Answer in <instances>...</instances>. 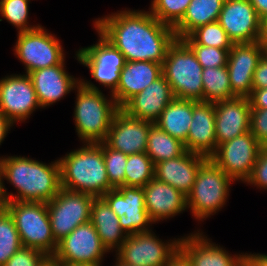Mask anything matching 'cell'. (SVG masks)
Instances as JSON below:
<instances>
[{"label":"cell","instance_id":"1","mask_svg":"<svg viewBox=\"0 0 267 266\" xmlns=\"http://www.w3.org/2000/svg\"><path fill=\"white\" fill-rule=\"evenodd\" d=\"M93 25L124 55L125 61L163 64L169 46L176 39L173 27L145 10H120L95 18Z\"/></svg>","mask_w":267,"mask_h":266},{"label":"cell","instance_id":"2","mask_svg":"<svg viewBox=\"0 0 267 266\" xmlns=\"http://www.w3.org/2000/svg\"><path fill=\"white\" fill-rule=\"evenodd\" d=\"M10 183L16 193L5 188ZM61 189L59 159L44 163L27 156L1 157V191L7 201L50 202Z\"/></svg>","mask_w":267,"mask_h":266},{"label":"cell","instance_id":"3","mask_svg":"<svg viewBox=\"0 0 267 266\" xmlns=\"http://www.w3.org/2000/svg\"><path fill=\"white\" fill-rule=\"evenodd\" d=\"M61 187L70 191L102 197L114 189L109 182L102 142L84 143L59 158Z\"/></svg>","mask_w":267,"mask_h":266},{"label":"cell","instance_id":"4","mask_svg":"<svg viewBox=\"0 0 267 266\" xmlns=\"http://www.w3.org/2000/svg\"><path fill=\"white\" fill-rule=\"evenodd\" d=\"M99 89L90 80L82 78L75 88L73 119L76 135L83 144L104 142L113 116L120 109L111 93L108 97Z\"/></svg>","mask_w":267,"mask_h":266},{"label":"cell","instance_id":"5","mask_svg":"<svg viewBox=\"0 0 267 266\" xmlns=\"http://www.w3.org/2000/svg\"><path fill=\"white\" fill-rule=\"evenodd\" d=\"M235 182L208 158L198 170L191 191L187 194V207L197 221H204L221 211L228 202L231 185Z\"/></svg>","mask_w":267,"mask_h":266},{"label":"cell","instance_id":"6","mask_svg":"<svg viewBox=\"0 0 267 266\" xmlns=\"http://www.w3.org/2000/svg\"><path fill=\"white\" fill-rule=\"evenodd\" d=\"M203 68L193 50L182 40L169 46L162 73L176 99L203 101Z\"/></svg>","mask_w":267,"mask_h":266},{"label":"cell","instance_id":"7","mask_svg":"<svg viewBox=\"0 0 267 266\" xmlns=\"http://www.w3.org/2000/svg\"><path fill=\"white\" fill-rule=\"evenodd\" d=\"M6 210L12 216L22 246L37 249L53 256L58 243L55 241L44 202L10 201Z\"/></svg>","mask_w":267,"mask_h":266},{"label":"cell","instance_id":"8","mask_svg":"<svg viewBox=\"0 0 267 266\" xmlns=\"http://www.w3.org/2000/svg\"><path fill=\"white\" fill-rule=\"evenodd\" d=\"M42 25L34 30L19 32L14 55L24 65L25 74L61 64L66 56L61 41Z\"/></svg>","mask_w":267,"mask_h":266},{"label":"cell","instance_id":"9","mask_svg":"<svg viewBox=\"0 0 267 266\" xmlns=\"http://www.w3.org/2000/svg\"><path fill=\"white\" fill-rule=\"evenodd\" d=\"M179 240L163 241L153 230L128 235L114 257L132 266H167L179 252Z\"/></svg>","mask_w":267,"mask_h":266},{"label":"cell","instance_id":"10","mask_svg":"<svg viewBox=\"0 0 267 266\" xmlns=\"http://www.w3.org/2000/svg\"><path fill=\"white\" fill-rule=\"evenodd\" d=\"M96 197L61 187L47 204L51 230L58 243L76 227L90 221L91 208Z\"/></svg>","mask_w":267,"mask_h":266},{"label":"cell","instance_id":"11","mask_svg":"<svg viewBox=\"0 0 267 266\" xmlns=\"http://www.w3.org/2000/svg\"><path fill=\"white\" fill-rule=\"evenodd\" d=\"M262 145L248 131L217 146L209 157L234 181L245 183L250 177Z\"/></svg>","mask_w":267,"mask_h":266},{"label":"cell","instance_id":"12","mask_svg":"<svg viewBox=\"0 0 267 266\" xmlns=\"http://www.w3.org/2000/svg\"><path fill=\"white\" fill-rule=\"evenodd\" d=\"M98 42L76 51L75 59L86 66L91 77L112 93L120 80L125 65L124 55L107 41L97 30Z\"/></svg>","mask_w":267,"mask_h":266},{"label":"cell","instance_id":"13","mask_svg":"<svg viewBox=\"0 0 267 266\" xmlns=\"http://www.w3.org/2000/svg\"><path fill=\"white\" fill-rule=\"evenodd\" d=\"M107 253L94 225L89 221L60 240L53 256L62 264L102 266Z\"/></svg>","mask_w":267,"mask_h":266},{"label":"cell","instance_id":"14","mask_svg":"<svg viewBox=\"0 0 267 266\" xmlns=\"http://www.w3.org/2000/svg\"><path fill=\"white\" fill-rule=\"evenodd\" d=\"M102 198L117 214L119 224L127 235L153 230L150 226L154 222L146 211L143 188L119 186L109 190Z\"/></svg>","mask_w":267,"mask_h":266},{"label":"cell","instance_id":"15","mask_svg":"<svg viewBox=\"0 0 267 266\" xmlns=\"http://www.w3.org/2000/svg\"><path fill=\"white\" fill-rule=\"evenodd\" d=\"M39 108L28 74H11L0 79V112L13 124L25 122Z\"/></svg>","mask_w":267,"mask_h":266},{"label":"cell","instance_id":"16","mask_svg":"<svg viewBox=\"0 0 267 266\" xmlns=\"http://www.w3.org/2000/svg\"><path fill=\"white\" fill-rule=\"evenodd\" d=\"M218 23L233 44L253 43L262 39L261 18L249 0H225Z\"/></svg>","mask_w":267,"mask_h":266},{"label":"cell","instance_id":"17","mask_svg":"<svg viewBox=\"0 0 267 266\" xmlns=\"http://www.w3.org/2000/svg\"><path fill=\"white\" fill-rule=\"evenodd\" d=\"M263 57L260 41L233 44L228 52L227 71L232 93L236 97H249L253 91V74Z\"/></svg>","mask_w":267,"mask_h":266},{"label":"cell","instance_id":"18","mask_svg":"<svg viewBox=\"0 0 267 266\" xmlns=\"http://www.w3.org/2000/svg\"><path fill=\"white\" fill-rule=\"evenodd\" d=\"M155 123L128 116L119 109L113 116L105 143L126 155L146 152L148 133Z\"/></svg>","mask_w":267,"mask_h":266},{"label":"cell","instance_id":"19","mask_svg":"<svg viewBox=\"0 0 267 266\" xmlns=\"http://www.w3.org/2000/svg\"><path fill=\"white\" fill-rule=\"evenodd\" d=\"M196 231L181 236L179 240V252L192 266H239L246 255L230 254L223 246L211 241L202 230Z\"/></svg>","mask_w":267,"mask_h":266},{"label":"cell","instance_id":"20","mask_svg":"<svg viewBox=\"0 0 267 266\" xmlns=\"http://www.w3.org/2000/svg\"><path fill=\"white\" fill-rule=\"evenodd\" d=\"M65 65L64 60L59 65L28 73L41 108L45 109L60 101L80 84V78L68 73Z\"/></svg>","mask_w":267,"mask_h":266},{"label":"cell","instance_id":"21","mask_svg":"<svg viewBox=\"0 0 267 266\" xmlns=\"http://www.w3.org/2000/svg\"><path fill=\"white\" fill-rule=\"evenodd\" d=\"M217 146L250 131L251 105L248 97L214 103Z\"/></svg>","mask_w":267,"mask_h":266},{"label":"cell","instance_id":"22","mask_svg":"<svg viewBox=\"0 0 267 266\" xmlns=\"http://www.w3.org/2000/svg\"><path fill=\"white\" fill-rule=\"evenodd\" d=\"M174 99L172 88L162 75L129 99L120 109L128 116L155 123L162 111Z\"/></svg>","mask_w":267,"mask_h":266},{"label":"cell","instance_id":"23","mask_svg":"<svg viewBox=\"0 0 267 266\" xmlns=\"http://www.w3.org/2000/svg\"><path fill=\"white\" fill-rule=\"evenodd\" d=\"M192 115L185 150L209 158L217 148L214 103L193 100Z\"/></svg>","mask_w":267,"mask_h":266},{"label":"cell","instance_id":"24","mask_svg":"<svg viewBox=\"0 0 267 266\" xmlns=\"http://www.w3.org/2000/svg\"><path fill=\"white\" fill-rule=\"evenodd\" d=\"M143 190L146 211L154 224L188 210L186 195L170 184L153 178Z\"/></svg>","mask_w":267,"mask_h":266},{"label":"cell","instance_id":"25","mask_svg":"<svg viewBox=\"0 0 267 266\" xmlns=\"http://www.w3.org/2000/svg\"><path fill=\"white\" fill-rule=\"evenodd\" d=\"M208 159L185 151L182 155L155 164L154 178L170 184L186 196L191 191L200 166Z\"/></svg>","mask_w":267,"mask_h":266},{"label":"cell","instance_id":"26","mask_svg":"<svg viewBox=\"0 0 267 266\" xmlns=\"http://www.w3.org/2000/svg\"><path fill=\"white\" fill-rule=\"evenodd\" d=\"M163 75L162 64L152 61H126L120 72V80L111 93L121 108L129 99L140 93Z\"/></svg>","mask_w":267,"mask_h":266},{"label":"cell","instance_id":"27","mask_svg":"<svg viewBox=\"0 0 267 266\" xmlns=\"http://www.w3.org/2000/svg\"><path fill=\"white\" fill-rule=\"evenodd\" d=\"M90 222L108 252H116L128 237L119 224L117 214L102 197L95 198L93 201Z\"/></svg>","mask_w":267,"mask_h":266},{"label":"cell","instance_id":"28","mask_svg":"<svg viewBox=\"0 0 267 266\" xmlns=\"http://www.w3.org/2000/svg\"><path fill=\"white\" fill-rule=\"evenodd\" d=\"M225 0H192L183 18L173 27L177 39L187 37L196 28L218 21Z\"/></svg>","mask_w":267,"mask_h":266},{"label":"cell","instance_id":"29","mask_svg":"<svg viewBox=\"0 0 267 266\" xmlns=\"http://www.w3.org/2000/svg\"><path fill=\"white\" fill-rule=\"evenodd\" d=\"M193 100L174 99L162 111L155 124L170 136L186 142L193 118Z\"/></svg>","mask_w":267,"mask_h":266},{"label":"cell","instance_id":"30","mask_svg":"<svg viewBox=\"0 0 267 266\" xmlns=\"http://www.w3.org/2000/svg\"><path fill=\"white\" fill-rule=\"evenodd\" d=\"M184 143L170 136L154 124L148 133L146 154L154 165L161 161L176 158L185 152Z\"/></svg>","mask_w":267,"mask_h":266},{"label":"cell","instance_id":"31","mask_svg":"<svg viewBox=\"0 0 267 266\" xmlns=\"http://www.w3.org/2000/svg\"><path fill=\"white\" fill-rule=\"evenodd\" d=\"M202 82L203 101L215 103L236 97L232 93L227 66L203 69Z\"/></svg>","mask_w":267,"mask_h":266},{"label":"cell","instance_id":"32","mask_svg":"<svg viewBox=\"0 0 267 266\" xmlns=\"http://www.w3.org/2000/svg\"><path fill=\"white\" fill-rule=\"evenodd\" d=\"M187 45H205L220 49H230L233 42L229 39L224 28L218 21L208 23L193 30L187 37L182 39Z\"/></svg>","mask_w":267,"mask_h":266},{"label":"cell","instance_id":"33","mask_svg":"<svg viewBox=\"0 0 267 266\" xmlns=\"http://www.w3.org/2000/svg\"><path fill=\"white\" fill-rule=\"evenodd\" d=\"M155 165L146 152L128 155L125 186L143 188L154 178Z\"/></svg>","mask_w":267,"mask_h":266},{"label":"cell","instance_id":"34","mask_svg":"<svg viewBox=\"0 0 267 266\" xmlns=\"http://www.w3.org/2000/svg\"><path fill=\"white\" fill-rule=\"evenodd\" d=\"M31 0H2L0 1V16L13 25L19 32L31 31L38 27L30 25L29 20V3Z\"/></svg>","mask_w":267,"mask_h":266},{"label":"cell","instance_id":"35","mask_svg":"<svg viewBox=\"0 0 267 266\" xmlns=\"http://www.w3.org/2000/svg\"><path fill=\"white\" fill-rule=\"evenodd\" d=\"M22 247L19 233L10 213L5 210L0 216V266Z\"/></svg>","mask_w":267,"mask_h":266},{"label":"cell","instance_id":"36","mask_svg":"<svg viewBox=\"0 0 267 266\" xmlns=\"http://www.w3.org/2000/svg\"><path fill=\"white\" fill-rule=\"evenodd\" d=\"M192 0H151L150 13L160 22L174 27L184 16Z\"/></svg>","mask_w":267,"mask_h":266},{"label":"cell","instance_id":"37","mask_svg":"<svg viewBox=\"0 0 267 266\" xmlns=\"http://www.w3.org/2000/svg\"><path fill=\"white\" fill-rule=\"evenodd\" d=\"M103 157L110 185L115 189L125 186V167L128 155L102 142Z\"/></svg>","mask_w":267,"mask_h":266},{"label":"cell","instance_id":"38","mask_svg":"<svg viewBox=\"0 0 267 266\" xmlns=\"http://www.w3.org/2000/svg\"><path fill=\"white\" fill-rule=\"evenodd\" d=\"M202 68H217L227 65L228 50L205 45H188Z\"/></svg>","mask_w":267,"mask_h":266},{"label":"cell","instance_id":"39","mask_svg":"<svg viewBox=\"0 0 267 266\" xmlns=\"http://www.w3.org/2000/svg\"><path fill=\"white\" fill-rule=\"evenodd\" d=\"M245 184L267 191V145L262 146L250 177Z\"/></svg>","mask_w":267,"mask_h":266},{"label":"cell","instance_id":"40","mask_svg":"<svg viewBox=\"0 0 267 266\" xmlns=\"http://www.w3.org/2000/svg\"><path fill=\"white\" fill-rule=\"evenodd\" d=\"M46 257L42 251L22 246L4 266H39Z\"/></svg>","mask_w":267,"mask_h":266},{"label":"cell","instance_id":"41","mask_svg":"<svg viewBox=\"0 0 267 266\" xmlns=\"http://www.w3.org/2000/svg\"><path fill=\"white\" fill-rule=\"evenodd\" d=\"M250 131L262 145H267V109H251Z\"/></svg>","mask_w":267,"mask_h":266},{"label":"cell","instance_id":"42","mask_svg":"<svg viewBox=\"0 0 267 266\" xmlns=\"http://www.w3.org/2000/svg\"><path fill=\"white\" fill-rule=\"evenodd\" d=\"M253 89L267 88V58H261L253 74Z\"/></svg>","mask_w":267,"mask_h":266},{"label":"cell","instance_id":"43","mask_svg":"<svg viewBox=\"0 0 267 266\" xmlns=\"http://www.w3.org/2000/svg\"><path fill=\"white\" fill-rule=\"evenodd\" d=\"M248 98L251 109H267V88L253 89Z\"/></svg>","mask_w":267,"mask_h":266},{"label":"cell","instance_id":"44","mask_svg":"<svg viewBox=\"0 0 267 266\" xmlns=\"http://www.w3.org/2000/svg\"><path fill=\"white\" fill-rule=\"evenodd\" d=\"M14 124L0 112V145Z\"/></svg>","mask_w":267,"mask_h":266},{"label":"cell","instance_id":"45","mask_svg":"<svg viewBox=\"0 0 267 266\" xmlns=\"http://www.w3.org/2000/svg\"><path fill=\"white\" fill-rule=\"evenodd\" d=\"M262 19L267 14V0H249Z\"/></svg>","mask_w":267,"mask_h":266},{"label":"cell","instance_id":"46","mask_svg":"<svg viewBox=\"0 0 267 266\" xmlns=\"http://www.w3.org/2000/svg\"><path fill=\"white\" fill-rule=\"evenodd\" d=\"M167 266H192L190 262L178 252L170 261Z\"/></svg>","mask_w":267,"mask_h":266},{"label":"cell","instance_id":"47","mask_svg":"<svg viewBox=\"0 0 267 266\" xmlns=\"http://www.w3.org/2000/svg\"><path fill=\"white\" fill-rule=\"evenodd\" d=\"M259 266H267V254L261 253H247Z\"/></svg>","mask_w":267,"mask_h":266},{"label":"cell","instance_id":"48","mask_svg":"<svg viewBox=\"0 0 267 266\" xmlns=\"http://www.w3.org/2000/svg\"><path fill=\"white\" fill-rule=\"evenodd\" d=\"M39 266H60V262L54 256H47Z\"/></svg>","mask_w":267,"mask_h":266},{"label":"cell","instance_id":"49","mask_svg":"<svg viewBox=\"0 0 267 266\" xmlns=\"http://www.w3.org/2000/svg\"><path fill=\"white\" fill-rule=\"evenodd\" d=\"M239 266H259L247 253L241 259Z\"/></svg>","mask_w":267,"mask_h":266},{"label":"cell","instance_id":"50","mask_svg":"<svg viewBox=\"0 0 267 266\" xmlns=\"http://www.w3.org/2000/svg\"><path fill=\"white\" fill-rule=\"evenodd\" d=\"M262 38H267V14L261 19Z\"/></svg>","mask_w":267,"mask_h":266},{"label":"cell","instance_id":"51","mask_svg":"<svg viewBox=\"0 0 267 266\" xmlns=\"http://www.w3.org/2000/svg\"><path fill=\"white\" fill-rule=\"evenodd\" d=\"M262 47H263V56L267 58V38H262L260 40Z\"/></svg>","mask_w":267,"mask_h":266},{"label":"cell","instance_id":"52","mask_svg":"<svg viewBox=\"0 0 267 266\" xmlns=\"http://www.w3.org/2000/svg\"><path fill=\"white\" fill-rule=\"evenodd\" d=\"M115 259L116 261H114L115 264H113V266H132V265L125 264L124 262L120 261L117 257Z\"/></svg>","mask_w":267,"mask_h":266},{"label":"cell","instance_id":"53","mask_svg":"<svg viewBox=\"0 0 267 266\" xmlns=\"http://www.w3.org/2000/svg\"><path fill=\"white\" fill-rule=\"evenodd\" d=\"M7 203H0V216L6 210Z\"/></svg>","mask_w":267,"mask_h":266},{"label":"cell","instance_id":"54","mask_svg":"<svg viewBox=\"0 0 267 266\" xmlns=\"http://www.w3.org/2000/svg\"><path fill=\"white\" fill-rule=\"evenodd\" d=\"M0 203H7V201L2 196L1 186H0Z\"/></svg>","mask_w":267,"mask_h":266},{"label":"cell","instance_id":"55","mask_svg":"<svg viewBox=\"0 0 267 266\" xmlns=\"http://www.w3.org/2000/svg\"><path fill=\"white\" fill-rule=\"evenodd\" d=\"M0 186H1V156H0Z\"/></svg>","mask_w":267,"mask_h":266}]
</instances>
